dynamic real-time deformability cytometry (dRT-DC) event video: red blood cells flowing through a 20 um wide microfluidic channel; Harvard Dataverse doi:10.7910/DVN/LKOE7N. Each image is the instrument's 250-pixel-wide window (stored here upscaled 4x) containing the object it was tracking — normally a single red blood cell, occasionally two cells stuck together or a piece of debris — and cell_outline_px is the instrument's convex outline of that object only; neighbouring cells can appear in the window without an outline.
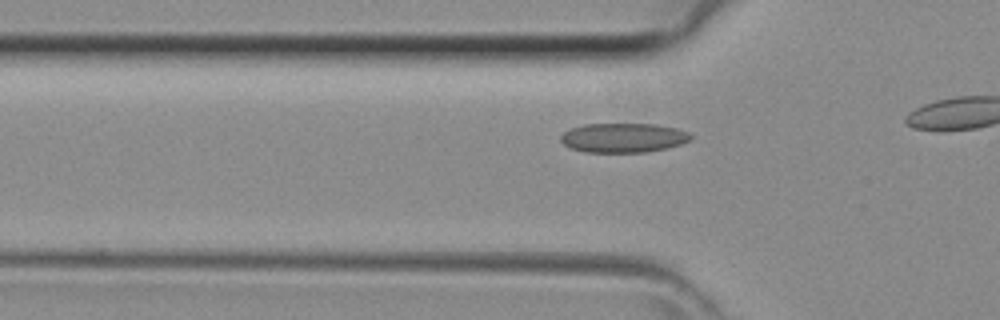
{"species": "common noctule bat (a hibernating species)", "species_latin": "Nyctalus noctula", "temperature_condition": "room temperature", "stored_images_in_passage": 10, "camera_frame_rate_fps": 3000, "um_per_image_px": 0.085, "animal": {"sex": "female", "body_mass_g": 29.2, "forearm_length_mm": 56.3}, "frame": {"image": 1, "passage_image": 5, "time_ms": 1.333, "image_size_px": [1000, 320], "cell_outline_px": [[692, 136], [688, 140], [680, 144], [668, 148], [648, 152], [584, 152], [572, 148], [564, 144], [560, 140], [560, 136], [564, 132], [572, 128], [584, 124], [656, 124], [676, 128], [688, 132]], "centroid_in_image_um": [52.98, 11.71], "position_along_channel_um": 72.8, "area_um2": 22.2}}